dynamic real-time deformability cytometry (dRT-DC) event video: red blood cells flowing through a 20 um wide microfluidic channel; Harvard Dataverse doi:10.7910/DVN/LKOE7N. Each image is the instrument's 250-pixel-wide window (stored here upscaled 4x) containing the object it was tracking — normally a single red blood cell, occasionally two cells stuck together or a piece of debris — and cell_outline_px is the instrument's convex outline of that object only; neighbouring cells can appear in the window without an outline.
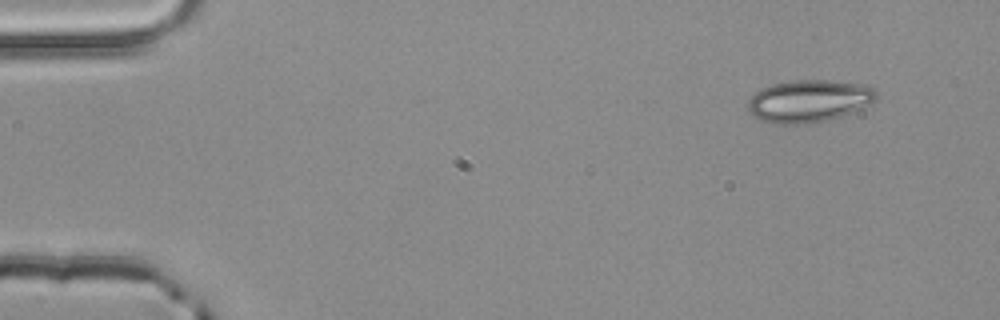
{"species": "common noctule bat (a hibernating species)", "species_latin": "Nyctalus noctula", "temperature_condition": "room temperature", "stored_images_in_passage": 3, "camera_frame_rate_fps": 3000, "um_per_image_px": 0.085, "animal": {"sex": "male", "body_mass_g": 20.4}, "frame": {"image": 1, "passage_image": 1, "time_ms": 0.0, "image_size_px": [1000, 320], "cell_outline_px": [[876, 100], [852, 112], [828, 120], [808, 124], [776, 124], [752, 116], [748, 112], [748, 100], [760, 88], [772, 84], [796, 80], [828, 80], [860, 84], [872, 88], [876, 92]], "centroid_in_image_um": [68.71, 8.59], "position_along_channel_um": 16.3, "area_um2": 31.56}}